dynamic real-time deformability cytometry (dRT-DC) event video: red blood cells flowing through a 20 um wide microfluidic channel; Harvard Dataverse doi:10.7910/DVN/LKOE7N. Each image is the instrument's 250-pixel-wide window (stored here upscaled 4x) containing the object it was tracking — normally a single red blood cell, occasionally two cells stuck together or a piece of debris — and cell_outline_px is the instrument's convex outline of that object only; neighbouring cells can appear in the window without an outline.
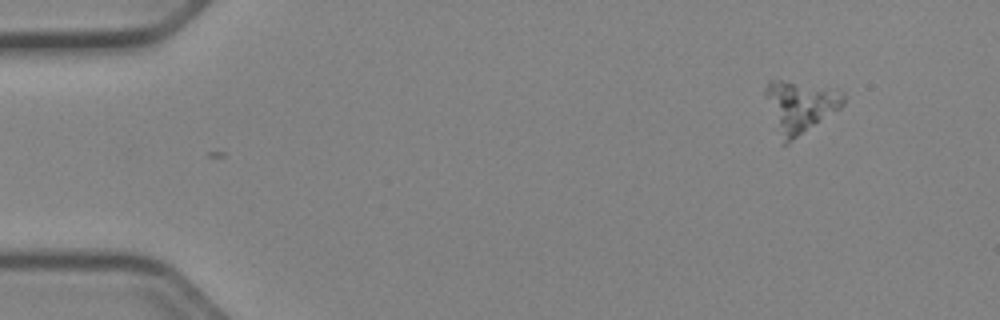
{"species": "Egyptian fruit bat (a non-hibernating species)", "species_latin": "Rousettus aegyptiacus", "temperature_condition": "cold", "stored_images_in_passage": 48, "camera_frame_rate_fps": 3000, "um_per_image_px": 0.085, "animal": {"sex": "female"}, "frame": {"image": 1, "passage_image": 1, "time_ms": 0.0, "image_size_px": [1000, 320], "cell_outline_px": [[844, 104], [840, 108], [788, 144], [784, 144], [764, 96], [764, 88], [768, 80], [780, 80], [844, 92]], "centroid_in_image_um": [67.97, 9.06], "position_along_channel_um": 17.0, "area_um2": 22.77}}
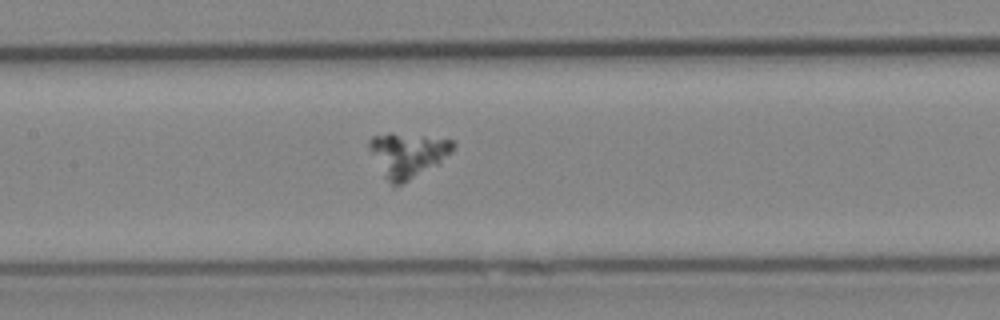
{"frame": {"image": 2, "passage_image": 21, "time_ms": 6.667, "image_size_px": [1000, 320], "cell_outline_px": [[456, 144], [452, 152], [440, 164], [392, 188], [384, 176], [368, 148], [368, 140], [372, 136], [388, 132], [392, 132], [424, 136], [452, 140]], "centroid_in_image_um": [34.64, 13.15], "position_along_channel_um": 172.8, "area_um2": 21.96}}
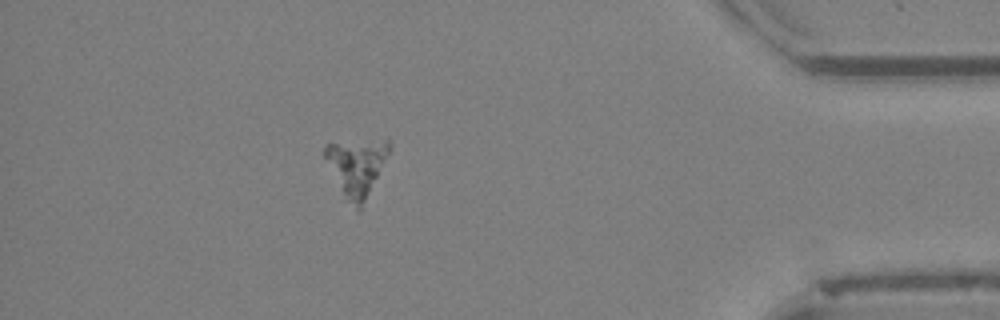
{"frame": {"image": 3, "passage_image": 42, "time_ms": 13.667, "image_size_px": [1000, 320], "cell_outline_px": [[392, 148], [360, 208], [356, 212], [340, 188], [324, 156], [324, 148], [328, 144], [388, 140], [392, 144]], "centroid_in_image_um": [30.33, 14.18], "position_along_channel_um": 404.9, "area_um2": 20.35}}